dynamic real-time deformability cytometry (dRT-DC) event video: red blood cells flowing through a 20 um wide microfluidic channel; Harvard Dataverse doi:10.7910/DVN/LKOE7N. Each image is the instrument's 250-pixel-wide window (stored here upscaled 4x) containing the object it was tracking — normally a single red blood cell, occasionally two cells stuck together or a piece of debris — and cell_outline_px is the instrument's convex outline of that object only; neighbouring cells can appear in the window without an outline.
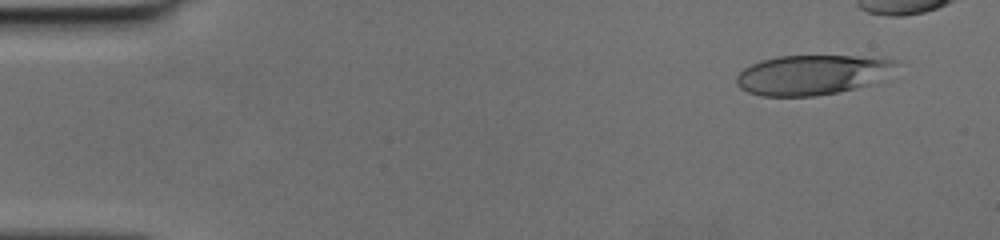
{"species": "human", "species_latin": "Homo sapiens", "temperature_condition": "cold", "stored_images_in_passage": 44, "camera_frame_rate_fps": 3000, "um_per_image_px": 0.085, "donor": {"sex": "female"}, "frame": {"image": 1, "passage_image": 4, "time_ms": 1.0, "image_size_px": [1000, 240], "cell_outline_px": [[896, 60], [864, 84], [852, 88], [836, 92], [816, 96], [760, 96], [748, 92], [740, 88], [736, 84], [736, 76], [744, 68], [760, 60], [780, 56], [856, 56]], "centroid_in_image_um": [68.72, 6.36], "position_along_channel_um": 16.3, "area_um2": 35.32}}
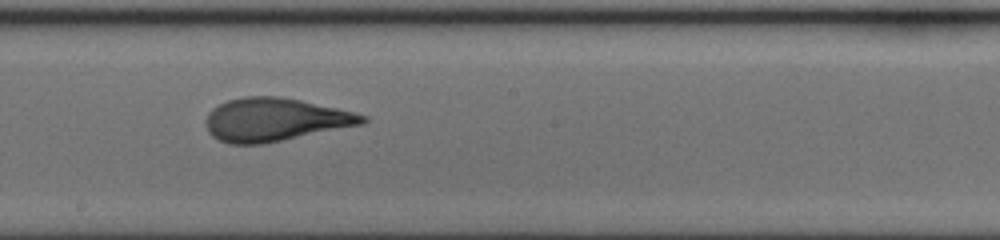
{"frame": {"image": 2, "passage_image": 28, "time_ms": 9.0, "image_size_px": [1000, 240], "cell_outline_px": [[368, 120], [364, 124], [264, 144], [228, 144], [212, 136], [208, 132], [208, 112], [212, 108], [228, 100], [244, 96], [280, 96], [300, 100], [336, 108], [368, 116]], "centroid_in_image_um": [23.38, 10.17], "position_along_channel_um": 224.8, "area_um2": 39.25}}
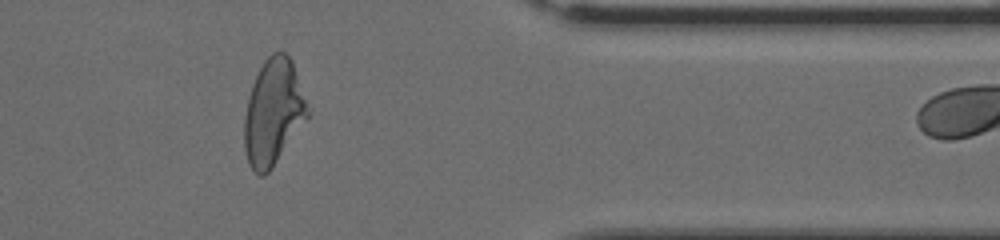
{"frame": {"image": 3, "passage_image": 41, "time_ms": 13.333, "image_size_px": [1000, 240], "cell_outline_px": [[312, 112], [272, 168], [264, 176], [260, 176], [248, 164], [244, 148], [244, 116], [248, 96], [252, 84], [264, 60], [272, 52], [284, 52], [292, 60]], "centroid_in_image_um": [23.25, 9.53], "position_along_channel_um": 388.2, "area_um2": 39.42}}